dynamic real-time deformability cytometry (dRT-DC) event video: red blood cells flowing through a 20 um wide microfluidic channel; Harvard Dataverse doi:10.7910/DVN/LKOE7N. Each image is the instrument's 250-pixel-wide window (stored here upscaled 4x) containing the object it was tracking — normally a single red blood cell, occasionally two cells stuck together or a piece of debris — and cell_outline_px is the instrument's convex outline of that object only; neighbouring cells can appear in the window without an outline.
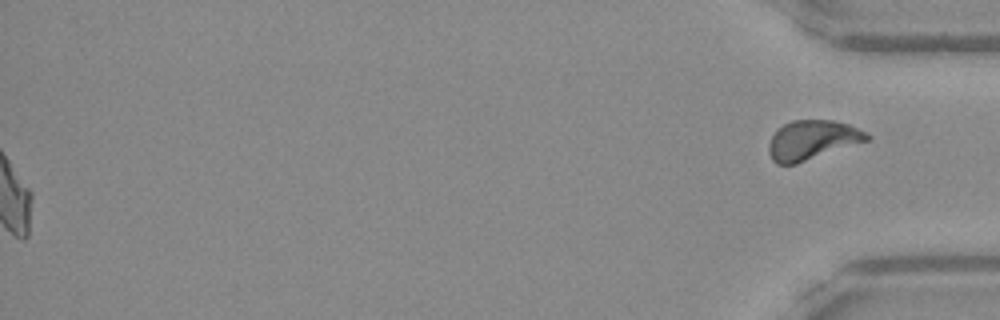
{"species": "Egyptian fruit bat (a non-hibernating species)", "species_latin": "Rousettus aegyptiacus", "temperature_condition": "warm", "stored_images_in_passage": 43, "segment_of_instrument_passage": [2, 2], "camera_frame_rate_fps": 3000, "um_per_image_px": 0.085, "frame": {"image": 1, "passage_image": 43, "time_ms": 14.0, "image_size_px": [1000, 320], "cell_outline_px": [[872, 136], [868, 140], [796, 164], [776, 164], [772, 160], [768, 152], [768, 144], [776, 128], [792, 120], [832, 120], [848, 124], [868, 132]], "centroid_in_image_um": [69.02, 11.89], "position_along_channel_um": 366.2, "area_um2": 22.6}}